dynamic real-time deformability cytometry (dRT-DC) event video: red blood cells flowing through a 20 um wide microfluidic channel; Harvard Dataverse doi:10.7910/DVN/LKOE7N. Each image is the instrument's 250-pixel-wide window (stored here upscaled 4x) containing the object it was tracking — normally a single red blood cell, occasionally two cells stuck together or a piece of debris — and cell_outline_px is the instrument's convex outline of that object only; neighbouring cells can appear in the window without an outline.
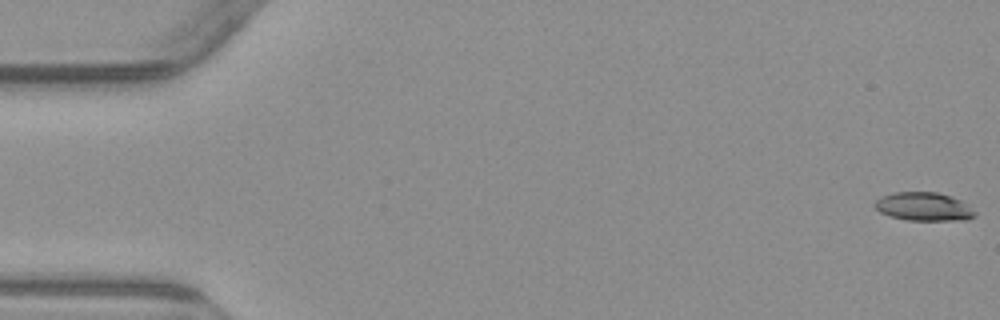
{"species": "common noctule bat (a hibernating species)", "species_latin": "Nyctalus noctula", "temperature_condition": "warm", "stored_images_in_passage": 5, "camera_frame_rate_fps": 3000, "um_per_image_px": 0.085, "animal": {"sex": "male", "body_mass_g": 23.1, "forearm_length_mm": 52.7}, "frame": {"image": 1, "passage_image": 1, "time_ms": 0.0, "image_size_px": [1000, 320], "cell_outline_px": [[976, 216], [968, 220], [908, 220], [888, 216], [880, 212], [872, 204], [880, 196], [892, 192], [936, 192], [952, 196], [960, 200], [976, 212]], "centroid_in_image_um": [78.49, 17.56], "position_along_channel_um": 6.5, "area_um2": 16.76}}
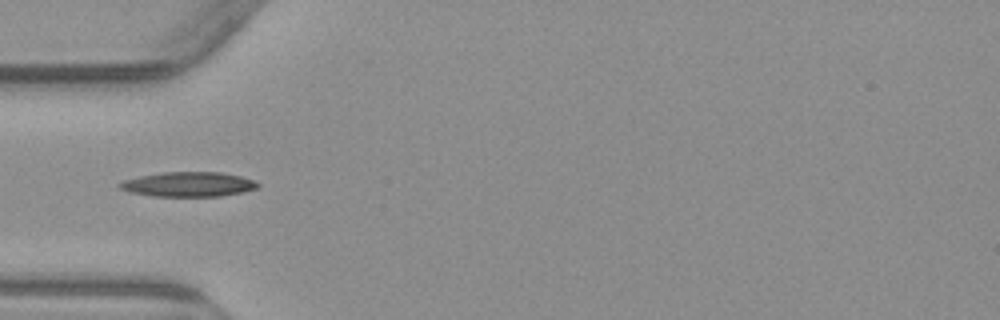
{"frame": {"image": 2, "passage_image": 5, "time_ms": 5.667, "image_size_px": [1000, 320], "cell_outline_px": [[260, 184], [256, 188], [244, 192], [220, 196], [152, 196], [128, 192], [120, 188], [116, 184], [124, 180], [140, 176], [164, 172], [220, 172], [240, 176], [256, 180]], "centroid_in_image_um": [16.02, 15.67], "position_along_channel_um": 69.0, "area_um2": 19.94}}